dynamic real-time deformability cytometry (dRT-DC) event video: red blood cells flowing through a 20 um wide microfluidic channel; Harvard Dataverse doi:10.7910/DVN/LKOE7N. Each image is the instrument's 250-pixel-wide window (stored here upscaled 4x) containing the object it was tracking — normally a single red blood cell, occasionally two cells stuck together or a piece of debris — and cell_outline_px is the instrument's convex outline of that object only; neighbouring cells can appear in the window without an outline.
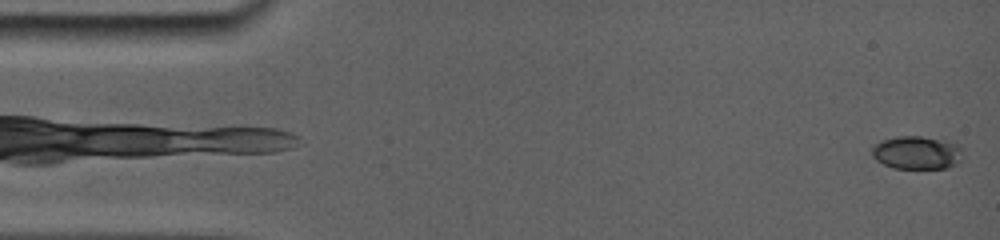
{"species": "common noctule bat (a hibernating species)", "species_latin": "Nyctalus noctula", "temperature_condition": "room temperature", "stored_images_in_passage": 57, "camera_frame_rate_fps": 5000, "um_per_image_px": 0.085, "animal": {"sex": "female", "body_mass_g": 19.0, "forearm_length_mm": 56.7}, "frame": {"image": 1, "passage_image": 1, "time_ms": 0.0, "image_size_px": [1000, 240], "cell_outline_px": [[952, 164], [944, 168], [896, 168], [884, 164], [876, 156], [876, 148], [884, 140], [904, 136], [920, 136], [936, 140], [944, 144], [948, 152]], "centroid_in_image_um": [77.64, 13.0], "position_along_channel_um": 7.4, "area_um2": 14.51}}
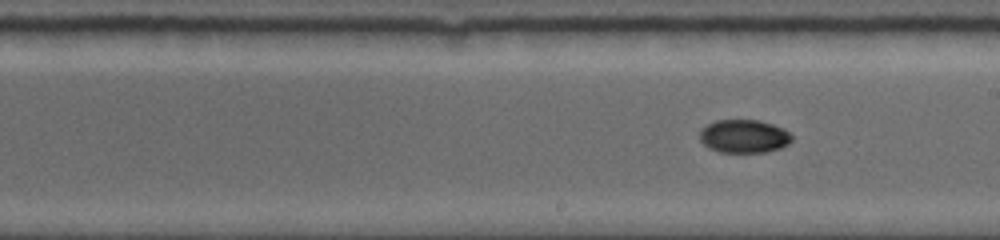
{"frame": {"image": 2, "passage_image": 31, "time_ms": 8.8, "image_size_px": [1000, 240], "cell_outline_px": [[792, 140], [788, 144], [780, 148], [768, 152], [720, 152], [708, 148], [700, 140], [700, 132], [708, 124], [716, 120], [760, 120], [784, 128], [792, 136]], "centroid_in_image_um": [63.26, 11.58], "position_along_channel_um": 225.7, "area_um2": 17.86}}
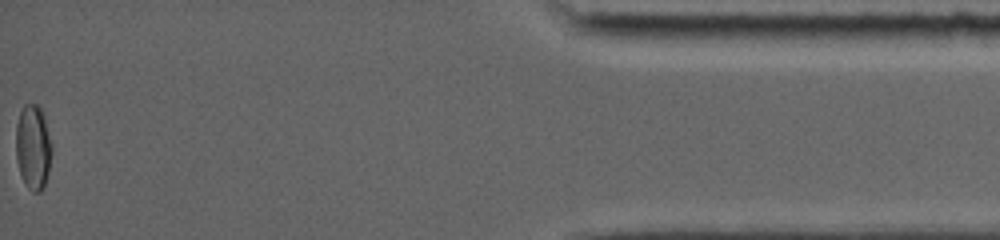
{"frame": {"image": 3, "passage_image": 57, "time_ms": 16.0, "image_size_px": [1000, 240], "cell_outline_px": [[52, 152], [48, 172], [44, 184], [40, 192], [32, 192], [24, 184], [16, 160], [16, 124], [20, 112], [24, 104], [36, 104], [40, 108], [44, 116], [52, 144]], "centroid_in_image_um": [2.81, 12.5], "position_along_channel_um": 432.4, "area_um2": 17.8}}